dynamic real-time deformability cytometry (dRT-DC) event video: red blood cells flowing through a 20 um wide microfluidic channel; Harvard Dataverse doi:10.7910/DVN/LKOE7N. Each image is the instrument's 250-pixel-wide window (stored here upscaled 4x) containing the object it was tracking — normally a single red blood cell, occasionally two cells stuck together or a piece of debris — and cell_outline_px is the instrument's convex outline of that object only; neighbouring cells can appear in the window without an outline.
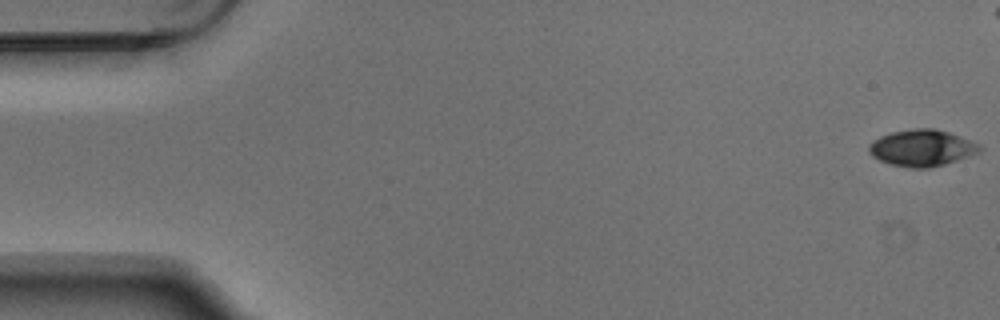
{"species": "Egyptian fruit bat (a non-hibernating species)", "species_latin": "Rousettus aegyptiacus", "temperature_condition": "warm", "stored_images_in_passage": 6, "segment_of_instrument_passage": [2, 2], "camera_frame_rate_fps": 3000, "um_per_image_px": 0.085, "animal": {"sex": "male"}, "frame": {"image": 1, "passage_image": 6, "time_ms": 1.667, "image_size_px": [1000, 320], "cell_outline_px": [[984, 148], [980, 152], [944, 164], [928, 168], [908, 168], [888, 164], [872, 156], [868, 152], [868, 144], [872, 140], [880, 136], [892, 132], [912, 128], [932, 128], [948, 132], [980, 144]], "centroid_in_image_um": [78.33, 12.58], "position_along_channel_um": 6.7, "area_um2": 23.7}}